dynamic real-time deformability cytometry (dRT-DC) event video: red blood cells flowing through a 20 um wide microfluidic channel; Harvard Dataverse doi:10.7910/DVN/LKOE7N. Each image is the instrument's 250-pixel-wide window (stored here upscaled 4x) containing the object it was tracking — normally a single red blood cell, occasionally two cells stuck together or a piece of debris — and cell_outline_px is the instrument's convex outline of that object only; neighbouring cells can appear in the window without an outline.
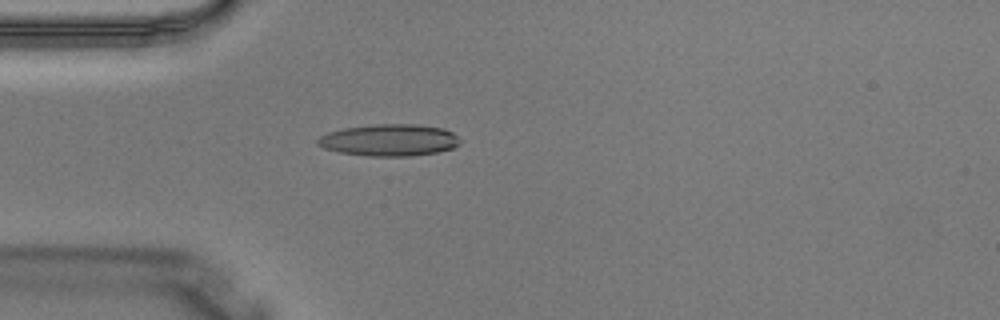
{"species": "Egyptian fruit bat (a non-hibernating species)", "species_latin": "Rousettus aegyptiacus", "temperature_condition": "warm", "stored_images_in_passage": 1, "camera_frame_rate_fps": 3000, "um_per_image_px": 0.085, "animal": {"sex": "male"}, "frame": {"image": 1, "passage_image": 1, "time_ms": 0.0, "image_size_px": [1000, 320], "cell_outline_px": [[460, 144], [452, 148], [436, 152], [412, 156], [368, 156], [340, 152], [324, 148], [316, 144], [316, 140], [320, 136], [328, 132], [344, 128], [372, 124], [416, 124], [444, 128], [452, 132], [460, 140]], "centroid_in_image_um": [33.08, 11.9], "position_along_channel_um": 51.9, "area_um2": 26.47}}